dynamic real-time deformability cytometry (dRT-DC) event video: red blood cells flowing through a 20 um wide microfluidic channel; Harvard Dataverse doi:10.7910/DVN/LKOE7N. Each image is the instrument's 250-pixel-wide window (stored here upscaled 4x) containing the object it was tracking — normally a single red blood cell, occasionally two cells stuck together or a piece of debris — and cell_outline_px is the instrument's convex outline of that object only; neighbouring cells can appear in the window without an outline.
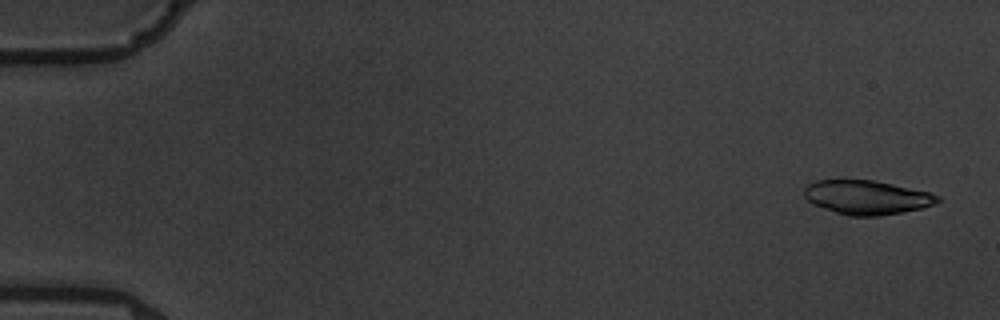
{"species": "common noctule bat (a hibernating species)", "species_latin": "Nyctalus noctula", "temperature_condition": "warm", "stored_images_in_passage": 6, "camera_frame_rate_fps": 3000, "um_per_image_px": 0.085, "animal": {"sex": "male", "body_mass_g": 19.5, "forearm_length_mm": 54.6}, "frame": {"image": 1, "passage_image": 1, "time_ms": 0.0, "image_size_px": [1000, 320], "cell_outline_px": [[940, 200], [936, 204], [920, 208], [900, 212], [876, 216], [848, 216], [836, 212], [816, 204], [808, 200], [804, 196], [804, 188], [808, 184], [816, 180], [872, 180], [892, 184], [928, 192], [940, 196]], "centroid_in_image_um": [73.68, 16.77], "position_along_channel_um": 11.3, "area_um2": 26.07}}
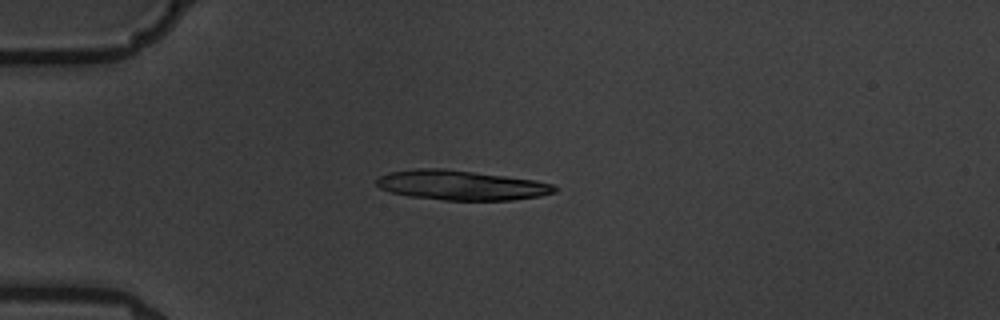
{"frame": {"image": 2, "passage_image": 4, "time_ms": 4.333, "image_size_px": [1000, 320], "cell_outline_px": [[560, 188], [556, 192], [540, 196], [512, 200], [444, 200], [408, 196], [392, 192], [380, 188], [376, 184], [376, 180], [380, 176], [392, 172], [416, 168], [444, 168], [536, 180], [552, 184]], "centroid_in_image_um": [39.23, 15.74], "position_along_channel_um": 45.8, "area_um2": 30.87}}